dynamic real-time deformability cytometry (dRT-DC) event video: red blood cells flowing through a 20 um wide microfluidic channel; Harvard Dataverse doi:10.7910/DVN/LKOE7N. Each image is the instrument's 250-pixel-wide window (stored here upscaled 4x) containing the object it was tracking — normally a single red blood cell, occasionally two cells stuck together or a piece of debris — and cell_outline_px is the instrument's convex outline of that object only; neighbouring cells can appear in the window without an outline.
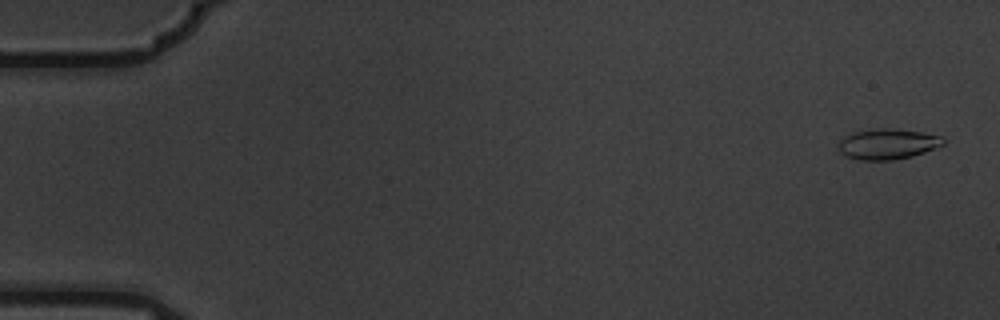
{"species": "common noctule bat (a hibernating species)", "species_latin": "Nyctalus noctula", "temperature_condition": "warm", "stored_images_in_passage": 5, "camera_frame_rate_fps": 3000, "um_per_image_px": 0.085, "animal": {"sex": "male", "body_mass_g": 19.5, "forearm_length_mm": 54.6}, "frame": {"image": 1, "passage_image": 1, "time_ms": 0.0, "image_size_px": [1000, 320], "cell_outline_px": [[948, 140], [944, 144], [936, 148], [912, 156], [892, 160], [860, 160], [844, 156], [836, 148], [840, 140], [844, 136], [852, 132], [872, 128], [892, 128], [920, 132], [944, 136]], "centroid_in_image_um": [75.44, 12.23], "position_along_channel_um": 9.6, "area_um2": 19.07}}